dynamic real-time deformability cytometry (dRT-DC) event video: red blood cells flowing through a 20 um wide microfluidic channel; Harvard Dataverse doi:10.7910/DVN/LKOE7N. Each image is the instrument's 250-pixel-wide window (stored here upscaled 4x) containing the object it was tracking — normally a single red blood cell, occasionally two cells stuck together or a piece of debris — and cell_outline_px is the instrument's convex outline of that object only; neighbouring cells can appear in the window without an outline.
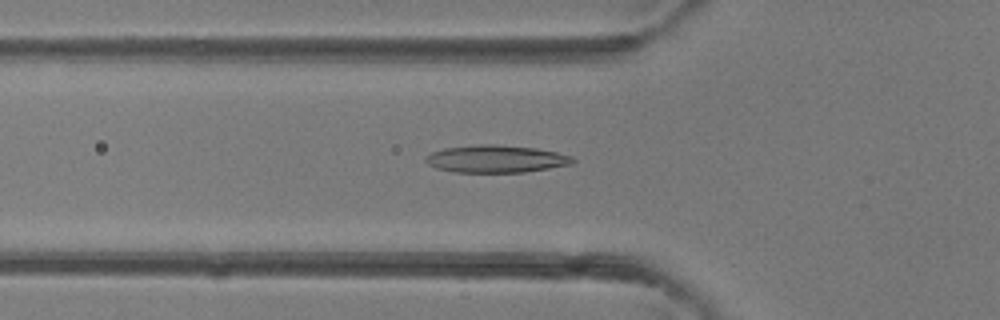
{"species": "common noctule bat (a hibernating species)", "species_latin": "Nyctalus noctula", "temperature_condition": "room temperature", "stored_images_in_passage": 40, "camera_frame_rate_fps": 3000, "um_per_image_px": 0.085, "animal": {"sex": "female"}, "frame": {"image": 1, "passage_image": 13, "time_ms": 4.0, "image_size_px": [1000, 320], "cell_outline_px": [[576, 160], [572, 164], [524, 172], [456, 172], [436, 168], [428, 164], [424, 160], [432, 152], [444, 148], [476, 144], [496, 144], [536, 148], [556, 152], [572, 156]], "centroid_in_image_um": [42.17, 13.5], "position_along_channel_um": 83.6, "area_um2": 23.47}}
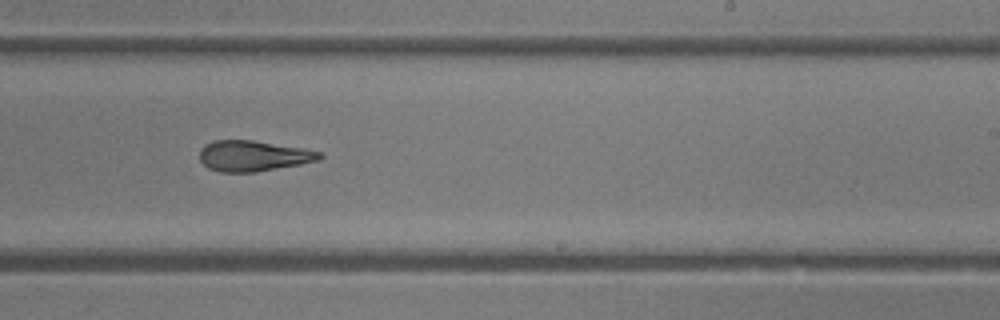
{"frame": {"image": 2, "passage_image": 24, "time_ms": 7.667, "image_size_px": [1000, 320], "cell_outline_px": [[324, 156], [320, 160], [300, 164], [256, 172], [220, 172], [208, 168], [200, 160], [200, 148], [204, 144], [212, 140], [252, 140], [304, 148], [320, 152]], "centroid_in_image_um": [21.52, 13.24], "position_along_channel_um": 267.5, "area_um2": 21.56}}
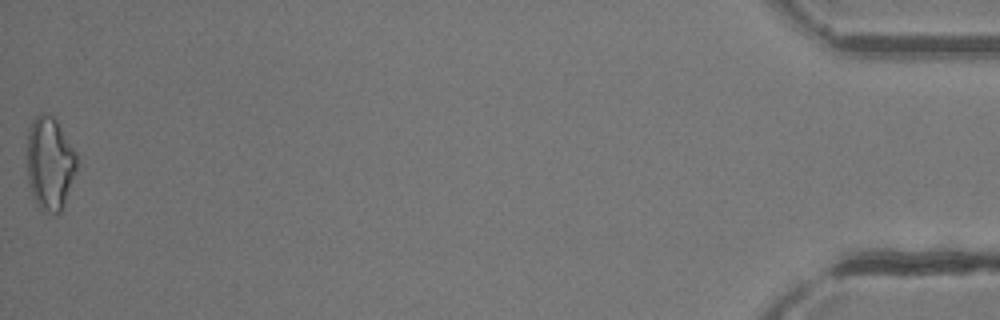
{"frame": {"image": 3, "passage_image": 40, "time_ms": 13.0, "image_size_px": [1000, 320], "cell_outline_px": [[76, 168], [60, 212], [56, 216], [40, 208], [36, 204], [32, 196], [28, 184], [28, 132], [32, 120], [40, 112], [52, 116], [56, 120], [76, 152]], "centroid_in_image_um": [4.21, 13.88], "position_along_channel_um": 431.0, "area_um2": 26.59}}